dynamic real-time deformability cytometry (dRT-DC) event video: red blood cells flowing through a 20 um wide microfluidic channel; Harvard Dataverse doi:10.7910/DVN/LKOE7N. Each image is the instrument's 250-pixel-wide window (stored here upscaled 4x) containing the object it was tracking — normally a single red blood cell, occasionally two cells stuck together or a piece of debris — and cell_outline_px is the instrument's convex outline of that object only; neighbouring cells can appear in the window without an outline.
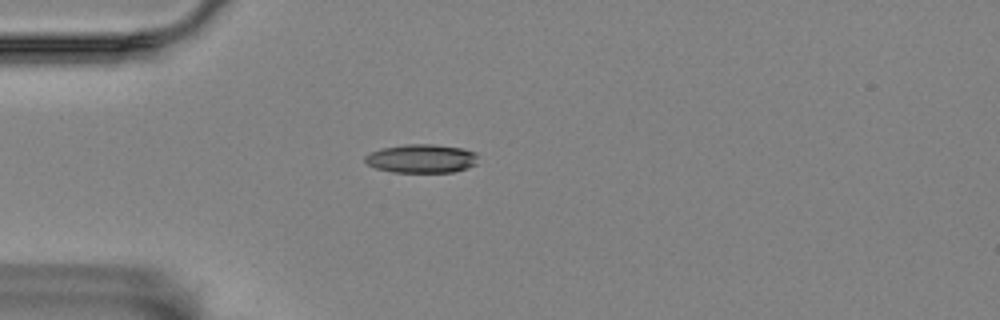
{"species": "Egyptian fruit bat (a non-hibernating species)", "species_latin": "Rousettus aegyptiacus", "temperature_condition": "room temperature", "stored_images_in_passage": 5, "camera_frame_rate_fps": 3000, "um_per_image_px": 0.085, "animal": {"sex": "female"}, "frame": {"image": 1, "passage_image": 4, "time_ms": 1.0, "image_size_px": [1000, 320], "cell_outline_px": [[476, 164], [468, 168], [452, 172], [392, 172], [376, 168], [368, 164], [364, 160], [364, 156], [372, 152], [384, 148], [404, 144], [432, 144], [464, 148], [476, 152]], "centroid_in_image_um": [35.85, 13.48], "position_along_channel_um": 49.2, "area_um2": 18.84}}